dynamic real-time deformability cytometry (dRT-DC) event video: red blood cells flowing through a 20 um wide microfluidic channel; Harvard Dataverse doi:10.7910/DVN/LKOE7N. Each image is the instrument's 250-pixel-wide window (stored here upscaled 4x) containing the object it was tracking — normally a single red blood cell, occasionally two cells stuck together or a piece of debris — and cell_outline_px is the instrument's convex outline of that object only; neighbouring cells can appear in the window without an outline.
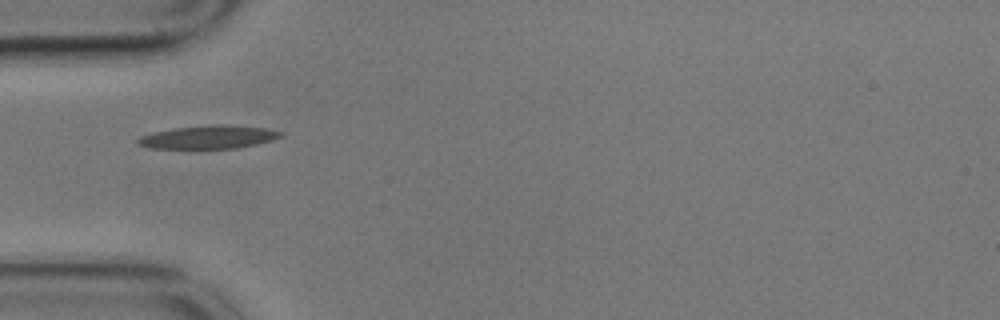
{"species": "common noctule bat (a hibernating species)", "species_latin": "Nyctalus noctula", "temperature_condition": "cold", "stored_images_in_passage": 34, "camera_frame_rate_fps": 3000, "um_per_image_px": 0.085, "animal": {"sex": "male", "body_mass_g": 17.9}, "frame": {"image": 1, "passage_image": 1, "time_ms": 0.0, "image_size_px": [1000, 320], "cell_outline_px": [[284, 136], [272, 140], [256, 144], [236, 148], [152, 148], [136, 144], [136, 140], [140, 136], [152, 132], [172, 128], [212, 124], [228, 124], [264, 128], [284, 132]], "centroid_in_image_um": [17.72, 11.64], "position_along_channel_um": 67.3, "area_um2": 19.48}}
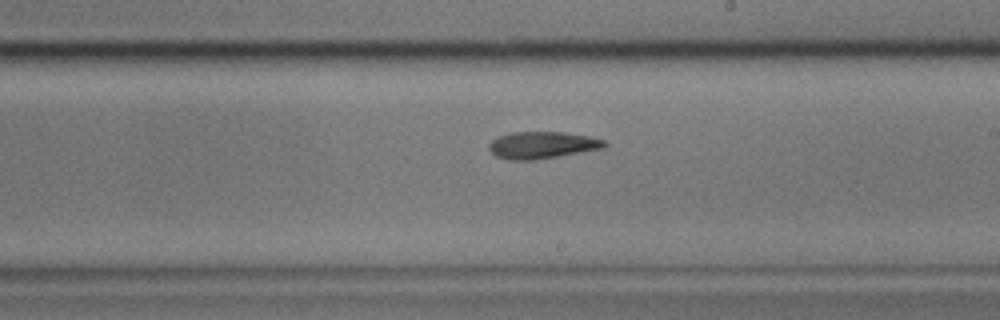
{"frame": {"image": 2, "passage_image": 16, "time_ms": 5.0, "image_size_px": [1000, 320], "cell_outline_px": [[608, 144], [604, 148], [532, 160], [508, 160], [496, 156], [488, 148], [488, 144], [492, 140], [500, 136], [512, 132], [564, 132], [588, 136], [604, 140]], "centroid_in_image_um": [46.07, 12.33], "position_along_channel_um": 242.9, "area_um2": 17.98}}
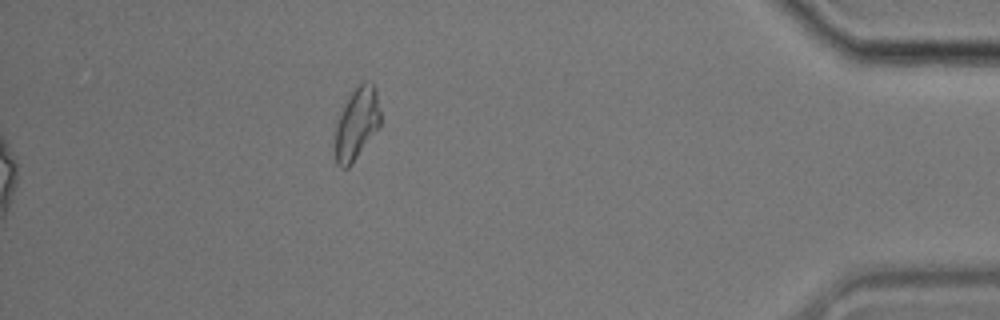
{"frame": {"image": 3, "passage_image": 34, "time_ms": 11.0, "image_size_px": [1000, 320], "cell_outline_px": [[380, 128], [352, 164], [348, 168], [340, 168], [336, 164], [336, 120], [344, 100], [364, 80], [372, 80], [376, 88], [380, 112]], "centroid_in_image_um": [30.33, 10.48], "position_along_channel_um": 404.9, "area_um2": 19.54}}